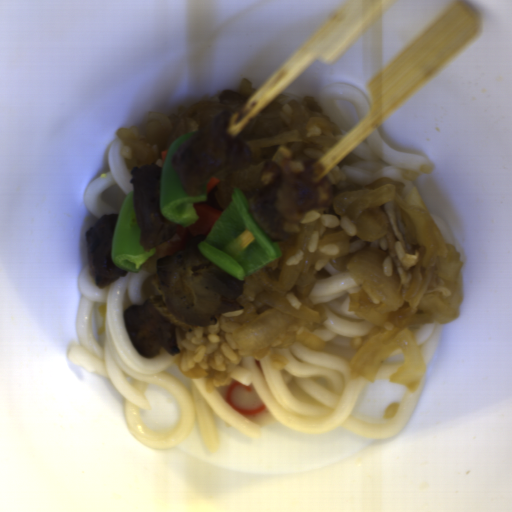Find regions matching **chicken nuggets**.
I'll list each match as a JSON object with an SVG mask.
<instances>
[{
    "label": "chicken nuggets",
    "mask_w": 512,
    "mask_h": 512,
    "mask_svg": "<svg viewBox=\"0 0 512 512\" xmlns=\"http://www.w3.org/2000/svg\"><path fill=\"white\" fill-rule=\"evenodd\" d=\"M209 232L189 239L184 250L157 259L154 293L142 305L122 311L125 331L136 351L146 358L165 351L180 352L177 331L218 323L225 313L239 310L243 280L203 255L199 244Z\"/></svg>",
    "instance_id": "90cb4de2"
},
{
    "label": "chicken nuggets",
    "mask_w": 512,
    "mask_h": 512,
    "mask_svg": "<svg viewBox=\"0 0 512 512\" xmlns=\"http://www.w3.org/2000/svg\"><path fill=\"white\" fill-rule=\"evenodd\" d=\"M333 189L326 180L314 184L310 163L302 157L289 156L264 163L260 187L250 197L252 221L268 236H279L315 208L331 205Z\"/></svg>",
    "instance_id": "f4ed5422"
},
{
    "label": "chicken nuggets",
    "mask_w": 512,
    "mask_h": 512,
    "mask_svg": "<svg viewBox=\"0 0 512 512\" xmlns=\"http://www.w3.org/2000/svg\"><path fill=\"white\" fill-rule=\"evenodd\" d=\"M230 115L218 113L210 129L191 135L175 151L172 167L188 197H199L218 173L246 169L251 164L247 145L224 132Z\"/></svg>",
    "instance_id": "cc037f56"
},
{
    "label": "chicken nuggets",
    "mask_w": 512,
    "mask_h": 512,
    "mask_svg": "<svg viewBox=\"0 0 512 512\" xmlns=\"http://www.w3.org/2000/svg\"><path fill=\"white\" fill-rule=\"evenodd\" d=\"M163 169L157 164L131 168L129 184H133L136 224L140 230L138 241L144 252L175 236L180 224L166 218L161 212L159 195Z\"/></svg>",
    "instance_id": "bb5aeace"
},
{
    "label": "chicken nuggets",
    "mask_w": 512,
    "mask_h": 512,
    "mask_svg": "<svg viewBox=\"0 0 512 512\" xmlns=\"http://www.w3.org/2000/svg\"><path fill=\"white\" fill-rule=\"evenodd\" d=\"M120 214L102 215L84 233V242L90 273L95 287L103 289L128 271L116 266L112 258L113 240Z\"/></svg>",
    "instance_id": "2cc3b61b"
}]
</instances>
